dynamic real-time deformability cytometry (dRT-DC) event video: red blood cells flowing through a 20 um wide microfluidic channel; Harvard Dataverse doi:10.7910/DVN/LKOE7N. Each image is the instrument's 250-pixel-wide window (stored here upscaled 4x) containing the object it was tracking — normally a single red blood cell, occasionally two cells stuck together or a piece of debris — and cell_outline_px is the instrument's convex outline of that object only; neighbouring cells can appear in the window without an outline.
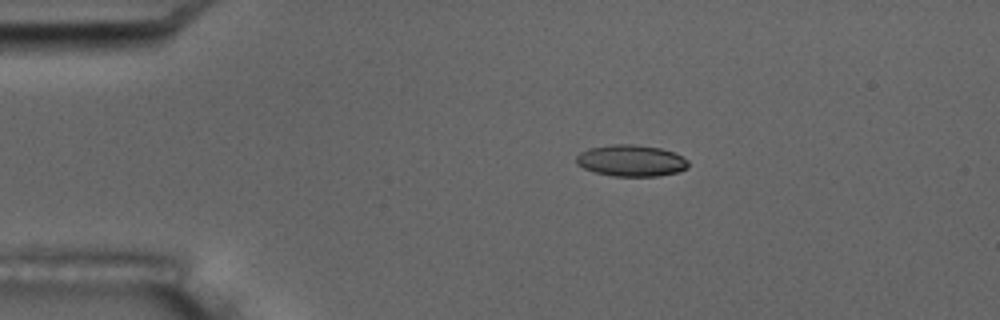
{"species": "common noctule bat (a hibernating species)", "species_latin": "Nyctalus noctula", "temperature_condition": "room temperature", "stored_images_in_passage": 7, "camera_frame_rate_fps": 3000, "um_per_image_px": 0.085, "animal": {"sex": "male", "body_mass_g": 17.5, "forearm_length_mm": 52.3}, "frame": {"image": 1, "passage_image": 4, "time_ms": 3.667, "image_size_px": [1000, 320], "cell_outline_px": [[688, 168], [680, 172], [656, 176], [612, 176], [596, 172], [584, 168], [576, 164], [576, 156], [580, 152], [588, 148], [612, 144], [632, 144], [660, 148], [676, 152], [688, 160]], "centroid_in_image_um": [53.66, 13.65], "position_along_channel_um": 31.3, "area_um2": 20.75}}